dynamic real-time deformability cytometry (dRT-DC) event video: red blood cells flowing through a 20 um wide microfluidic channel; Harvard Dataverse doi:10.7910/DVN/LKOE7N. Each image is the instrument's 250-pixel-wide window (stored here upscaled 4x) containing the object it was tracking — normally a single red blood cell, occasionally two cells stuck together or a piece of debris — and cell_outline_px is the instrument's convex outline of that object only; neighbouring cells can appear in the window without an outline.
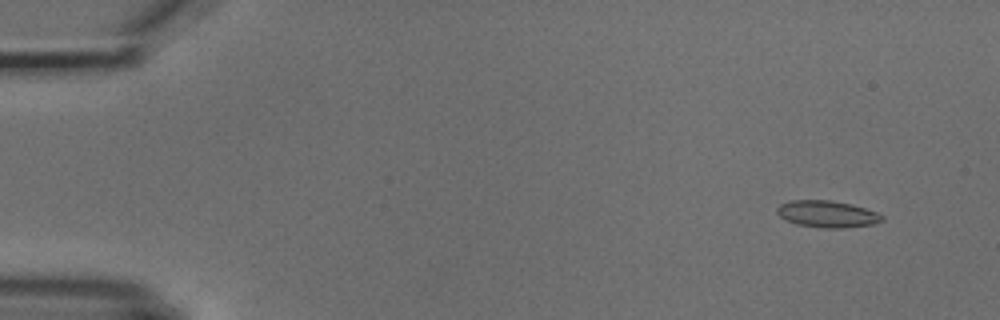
{"species": "common noctule bat (a hibernating species)", "species_latin": "Nyctalus noctula", "temperature_condition": "cold", "stored_images_in_passage": 4, "segment_of_instrument_passage": [2, 2], "camera_frame_rate_fps": 3000, "um_per_image_px": 0.085, "animal": {"sex": "male", "body_mass_g": 18.8}, "frame": {"image": 1, "passage_image": 4, "time_ms": 4.333, "image_size_px": [1000, 320], "cell_outline_px": [[884, 220], [872, 224], [844, 228], [820, 228], [796, 224], [784, 220], [776, 212], [776, 208], [780, 204], [792, 200], [832, 200], [852, 204], [876, 212], [884, 216]], "centroid_in_image_um": [70.29, 18.19], "position_along_channel_um": 14.7, "area_um2": 16.53}}